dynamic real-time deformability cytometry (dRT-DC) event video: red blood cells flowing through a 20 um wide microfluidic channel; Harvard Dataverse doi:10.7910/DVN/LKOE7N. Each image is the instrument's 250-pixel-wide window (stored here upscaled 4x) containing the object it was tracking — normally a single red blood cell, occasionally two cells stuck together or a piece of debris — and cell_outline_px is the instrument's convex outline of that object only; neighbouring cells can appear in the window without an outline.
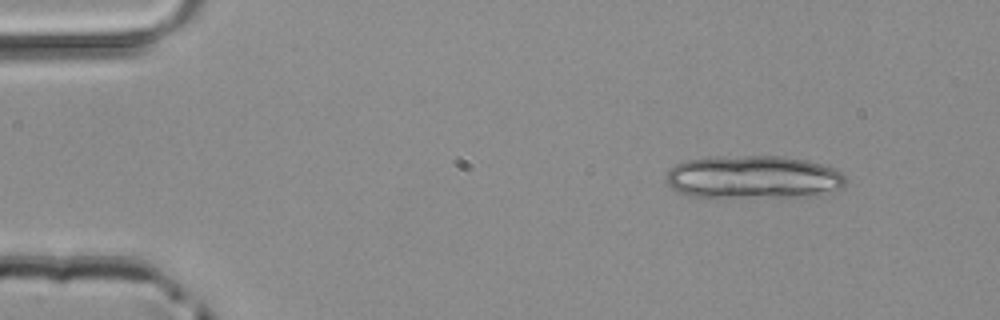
{"species": "common noctule bat (a hibernating species)", "species_latin": "Nyctalus noctula", "temperature_condition": "room temperature", "stored_images_in_passage": 23, "segment_of_instrument_passage": [1, 2], "camera_frame_rate_fps": 3000, "um_per_image_px": 0.085, "animal": {"sex": "male", "body_mass_g": 20.4}, "frame": {"image": 1, "passage_image": 1, "time_ms": 0.0, "image_size_px": [1000, 320], "cell_outline_px": [[848, 180], [844, 188], [804, 196], [692, 196], [676, 192], [668, 184], [668, 172], [676, 164], [684, 160], [708, 156], [784, 156], [804, 160], [820, 164], [832, 168], [840, 172]], "centroid_in_image_um": [64.01, 15.03], "position_along_channel_um": 21.0, "area_um2": 44.62}}